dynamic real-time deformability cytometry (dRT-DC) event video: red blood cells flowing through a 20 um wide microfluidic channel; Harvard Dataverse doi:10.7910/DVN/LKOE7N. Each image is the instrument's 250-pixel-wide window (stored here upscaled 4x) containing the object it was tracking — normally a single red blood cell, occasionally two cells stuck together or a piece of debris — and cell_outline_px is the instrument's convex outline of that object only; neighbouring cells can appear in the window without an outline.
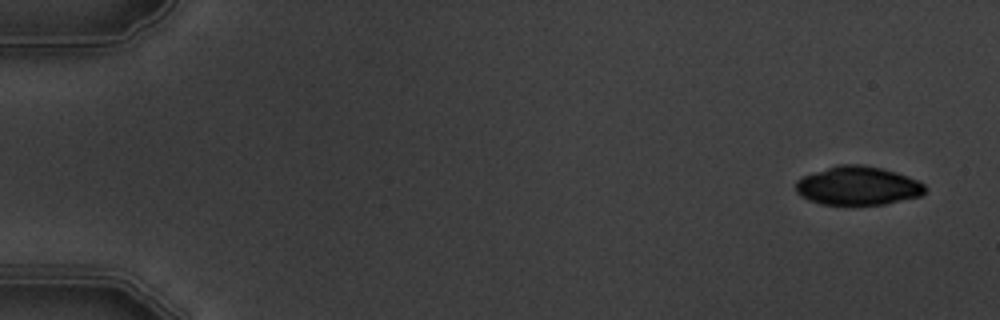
{"species": "common noctule bat (a hibernating species)", "species_latin": "Nyctalus noctula", "temperature_condition": "warm", "stored_images_in_passage": 5, "camera_frame_rate_fps": 3000, "um_per_image_px": 0.085, "animal": {"sex": "male", "body_mass_g": 19.5, "forearm_length_mm": 54.6}, "frame": {"image": 1, "passage_image": 1, "time_ms": 0.0, "image_size_px": [1000, 320], "cell_outline_px": [[924, 192], [920, 196], [884, 204], [820, 204], [808, 200], [800, 196], [796, 192], [796, 180], [804, 176], [836, 164], [864, 164], [896, 172], [908, 176], [924, 184]], "centroid_in_image_um": [72.88, 15.78], "position_along_channel_um": 12.1, "area_um2": 29.02}}